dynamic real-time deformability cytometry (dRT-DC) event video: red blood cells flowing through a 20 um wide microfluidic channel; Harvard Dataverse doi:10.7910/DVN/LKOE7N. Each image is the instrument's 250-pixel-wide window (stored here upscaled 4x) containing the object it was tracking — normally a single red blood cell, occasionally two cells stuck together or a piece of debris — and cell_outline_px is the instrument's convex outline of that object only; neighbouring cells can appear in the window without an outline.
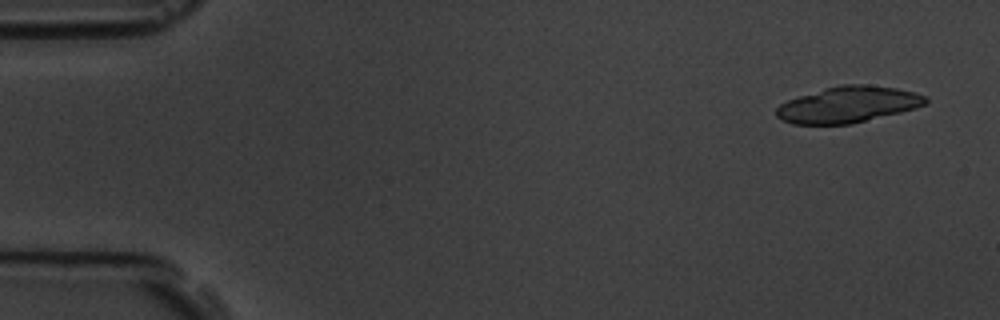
{"species": "common noctule bat (a hibernating species)", "species_latin": "Nyctalus noctula", "temperature_condition": "room temperature", "stored_images_in_passage": 5, "camera_frame_rate_fps": 3000, "um_per_image_px": 0.085, "animal": {"sex": "male", "body_mass_g": 19.5, "forearm_length_mm": 54.6}, "frame": {"image": 1, "passage_image": 1, "time_ms": 0.0, "image_size_px": [1000, 320], "cell_outline_px": [[928, 100], [924, 104], [916, 108], [852, 124], [792, 124], [776, 116], [776, 108], [780, 104], [788, 100], [824, 88], [840, 84], [868, 84], [896, 88], [912, 92], [924, 96]], "centroid_in_image_um": [72.07, 8.89], "position_along_channel_um": 12.9, "area_um2": 31.21}}
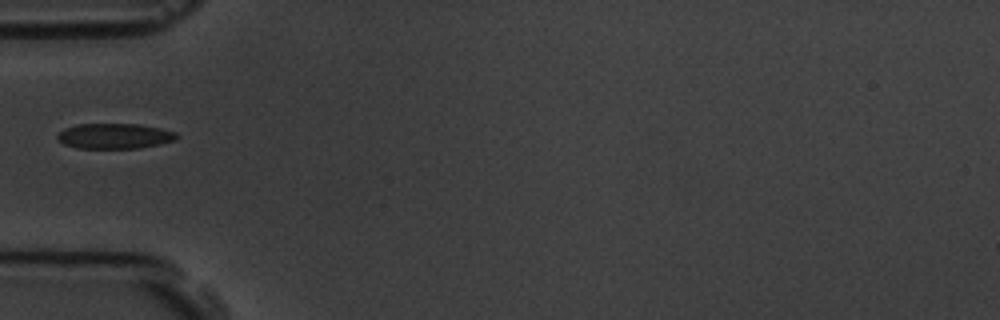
{"frame": {"image": 2, "passage_image": 5, "time_ms": 5.333, "image_size_px": [1000, 320], "cell_outline_px": [[180, 136], [176, 140], [160, 144], [140, 148], [76, 148], [64, 144], [56, 136], [64, 128], [76, 124], [140, 124], [160, 128], [176, 132]], "centroid_in_image_um": [9.77, 11.56], "position_along_channel_um": 75.2, "area_um2": 17.69}}